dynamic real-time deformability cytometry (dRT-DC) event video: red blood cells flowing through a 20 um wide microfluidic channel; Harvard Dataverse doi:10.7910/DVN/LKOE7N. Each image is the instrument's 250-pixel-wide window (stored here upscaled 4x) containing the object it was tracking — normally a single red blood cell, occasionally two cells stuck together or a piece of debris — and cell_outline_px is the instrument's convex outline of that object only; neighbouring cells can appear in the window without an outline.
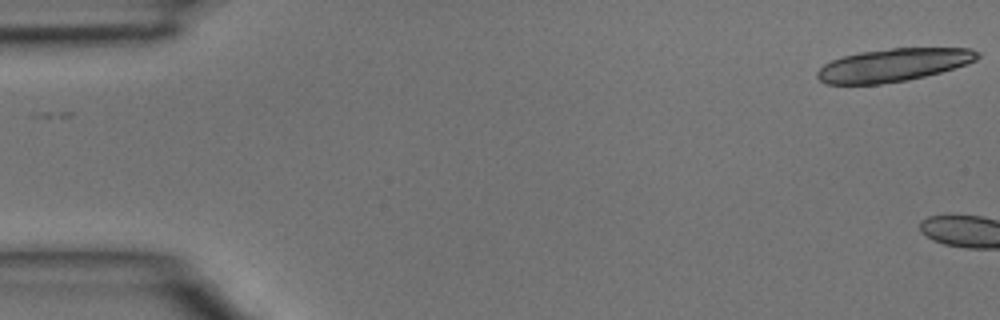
{"species": "common noctule bat (a hibernating species)", "species_latin": "Nyctalus noctula", "temperature_condition": "room temperature", "stored_images_in_passage": 5, "camera_frame_rate_fps": 3000, "um_per_image_px": 0.085, "animal": {"sex": "male", "body_mass_g": 15.6}, "frame": {"image": 1, "passage_image": 1, "time_ms": 0.0, "image_size_px": [1000, 320], "cell_outline_px": [[980, 56], [976, 60], [968, 64], [940, 72], [908, 80], [880, 84], [828, 84], [820, 80], [816, 76], [816, 72], [824, 64], [832, 60], [844, 56], [860, 52], [892, 48], [972, 48], [980, 52]], "centroid_in_image_um": [75.96, 5.52], "position_along_channel_um": 9.0, "area_um2": 30.75}}
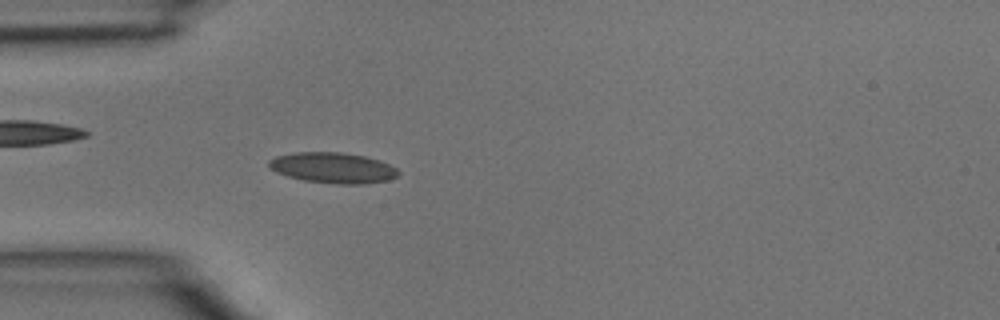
{"frame": {"image": 2, "passage_image": 5, "time_ms": 1.333, "image_size_px": [1000, 320], "cell_outline_px": [[400, 172], [396, 176], [388, 180], [364, 184], [336, 184], [304, 180], [288, 176], [276, 172], [268, 168], [268, 160], [276, 156], [296, 152], [340, 152], [364, 156], [380, 160], [396, 168]], "centroid_in_image_um": [28.28, 14.26], "position_along_channel_um": 56.7, "area_um2": 23.12}}